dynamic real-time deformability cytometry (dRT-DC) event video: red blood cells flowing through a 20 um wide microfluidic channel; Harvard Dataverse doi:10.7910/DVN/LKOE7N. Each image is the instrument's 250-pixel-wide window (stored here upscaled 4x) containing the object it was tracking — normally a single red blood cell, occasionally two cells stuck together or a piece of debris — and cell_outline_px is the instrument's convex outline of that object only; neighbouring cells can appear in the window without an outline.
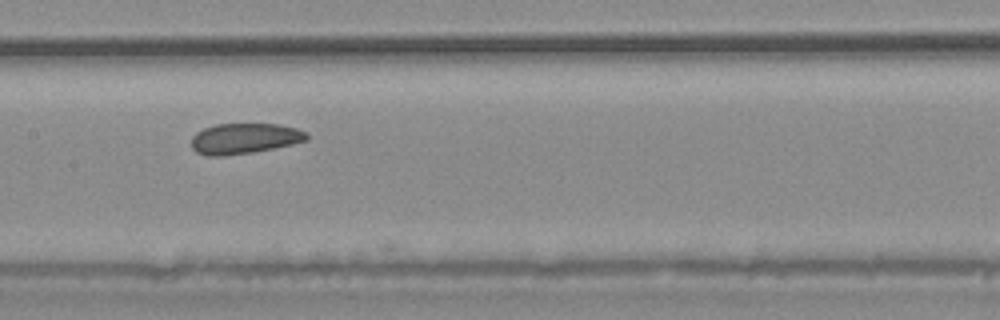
{"species": "common noctule bat (a hibernating species)", "species_latin": "Nyctalus noctula", "temperature_condition": "warm", "stored_images_in_passage": 7, "camera_frame_rate_fps": 3000, "um_per_image_px": 0.085, "animal": {"sex": "male", "body_mass_g": 20.4}, "frame": {"image": 1, "passage_image": 4, "time_ms": 3.333, "image_size_px": [1000, 320], "cell_outline_px": [[308, 140], [292, 144], [252, 152], [220, 156], [208, 156], [196, 152], [192, 148], [192, 136], [196, 132], [204, 128], [216, 124], [280, 124], [296, 128], [308, 132]], "centroid_in_image_um": [20.78, 11.76], "position_along_channel_um": 186.6, "area_um2": 20.52}}